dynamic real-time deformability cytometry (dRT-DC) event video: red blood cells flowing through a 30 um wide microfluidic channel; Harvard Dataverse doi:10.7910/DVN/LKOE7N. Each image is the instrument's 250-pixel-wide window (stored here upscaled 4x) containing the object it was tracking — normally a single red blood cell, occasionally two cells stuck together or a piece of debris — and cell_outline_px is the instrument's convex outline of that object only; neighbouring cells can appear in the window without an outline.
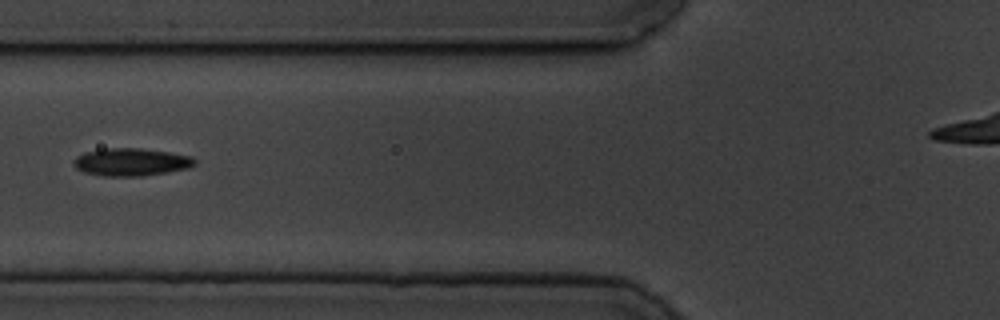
{"species": "common noctule bat (a hibernating species)", "species_latin": "Nyctalus noctula", "temperature_condition": "cold", "stored_images_in_passage": 7, "camera_frame_rate_fps": 3000, "um_per_image_px": 0.085, "animal": {"sex": "male", "body_mass_g": 19.5, "forearm_length_mm": 54.6}, "frame": {"image": 1, "passage_image": 6, "time_ms": 3.333, "image_size_px": [1000, 320], "cell_outline_px": [[196, 164], [188, 168], [168, 172], [144, 176], [104, 176], [84, 172], [76, 168], [72, 160], [76, 156], [84, 152], [104, 148], [140, 148], [168, 152], [192, 156], [196, 160]], "centroid_in_image_um": [11.14, 13.77], "position_along_channel_um": 114.7, "area_um2": 19.65}}
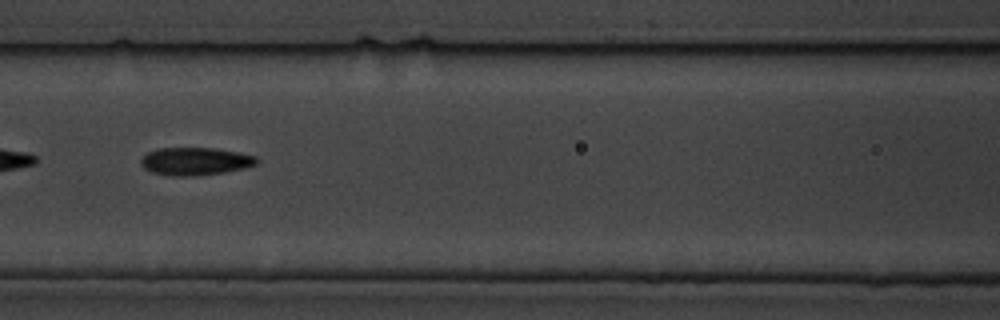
{"frame": {"image": 2, "passage_image": 7, "time_ms": 4.333, "image_size_px": [1000, 320], "cell_outline_px": [[260, 160], [256, 164], [244, 168], [224, 172], [192, 176], [172, 176], [152, 172], [144, 168], [140, 164], [140, 160], [148, 152], [156, 148], [212, 148], [236, 152], [256, 156]], "centroid_in_image_um": [16.58, 13.71], "position_along_channel_um": 150.0, "area_um2": 18.67}}